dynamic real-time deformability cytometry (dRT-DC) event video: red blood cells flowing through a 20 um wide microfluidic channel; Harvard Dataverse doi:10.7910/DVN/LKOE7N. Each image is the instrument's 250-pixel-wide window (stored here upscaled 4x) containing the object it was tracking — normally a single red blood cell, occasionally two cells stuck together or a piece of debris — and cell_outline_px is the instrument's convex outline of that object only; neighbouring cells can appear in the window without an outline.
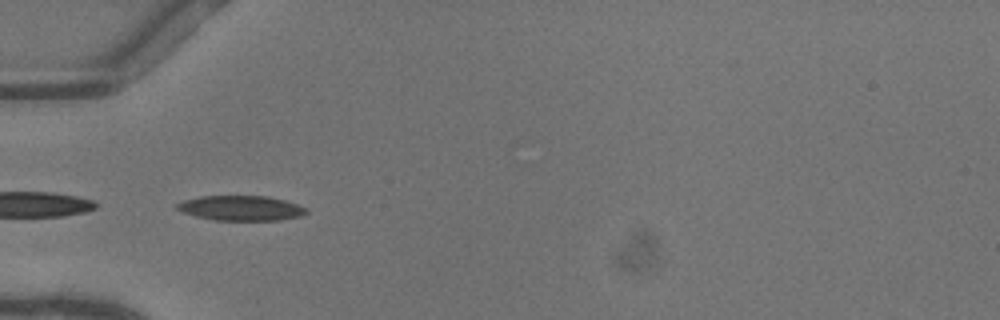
{"species": "common noctule bat (a hibernating species)", "species_latin": "Nyctalus noctula", "temperature_condition": "warm", "stored_images_in_passage": 36, "camera_frame_rate_fps": 3000, "um_per_image_px": 0.085, "animal": {"sex": "female"}, "frame": {"image": 1, "passage_image": 2, "time_ms": 0.333, "image_size_px": [1000, 320], "cell_outline_px": [[308, 212], [300, 216], [280, 220], [216, 220], [196, 216], [184, 212], [176, 208], [176, 204], [184, 200], [200, 196], [268, 196], [284, 200], [308, 208]], "centroid_in_image_um": [20.51, 17.68], "position_along_channel_um": 64.5, "area_um2": 18.67}}
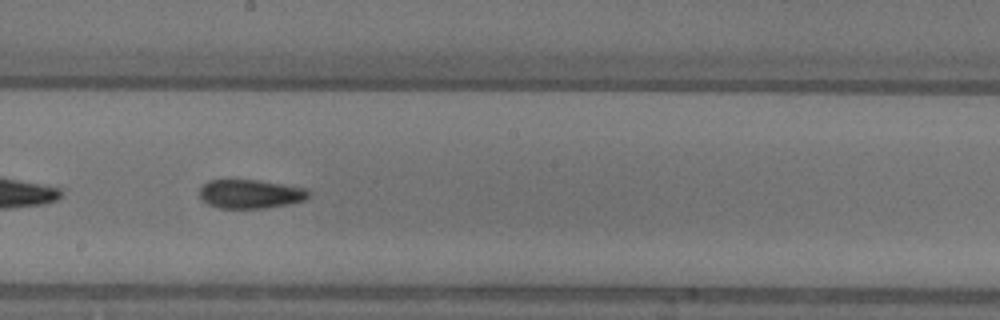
{"frame": {"image": 2, "passage_image": 14, "time_ms": 4.333, "image_size_px": [1000, 320], "cell_outline_px": [[312, 192], [304, 200], [288, 204], [264, 208], [220, 208], [208, 204], [200, 196], [200, 188], [208, 180], [256, 180], [284, 184], [304, 188]], "centroid_in_image_um": [21.29, 16.48], "position_along_channel_um": 226.9, "area_um2": 18.21}}
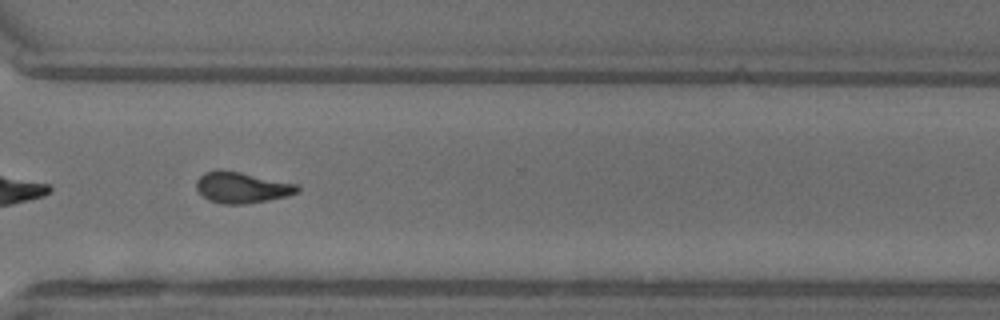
{"frame": {"image": 3, "passage_image": 23, "time_ms": 7.333, "image_size_px": [1000, 320], "cell_outline_px": [[300, 188], [296, 192], [288, 196], [268, 200], [244, 204], [224, 204], [208, 200], [196, 188], [196, 180], [204, 172], [216, 168], [220, 168], [240, 172], [296, 184]], "centroid_in_image_um": [20.5, 15.92], "position_along_channel_um": 350.1, "area_um2": 18.26}, "authors_computed_cell_mechanics": {"area_um2": 18.1781, "velocity_mm_per_s": 4.1106, "shape_relaxation_time_tau1_ms": 9.6476, "shape_relaxation_time_tau2_ms": 3.7522, "deformation_change_tau1": 0.2421, "deformation_change_tau2": 0.0943}}